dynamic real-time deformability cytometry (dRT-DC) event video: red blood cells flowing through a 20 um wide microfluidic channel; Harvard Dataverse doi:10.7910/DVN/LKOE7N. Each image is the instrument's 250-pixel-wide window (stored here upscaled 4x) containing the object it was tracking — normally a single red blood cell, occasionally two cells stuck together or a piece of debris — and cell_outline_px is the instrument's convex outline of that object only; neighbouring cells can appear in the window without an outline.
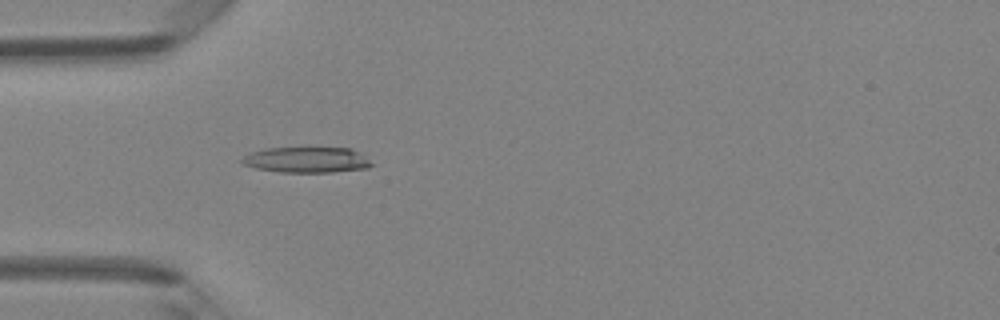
{"species": "Egyptian fruit bat (a non-hibernating species)", "species_latin": "Rousettus aegyptiacus", "temperature_condition": "room temperature", "stored_images_in_passage": 4, "camera_frame_rate_fps": 3000, "um_per_image_px": 0.085, "animal": {"sex": "female"}, "frame": {"image": 1, "passage_image": 4, "time_ms": 1.0, "image_size_px": [1000, 320], "cell_outline_px": [[376, 164], [368, 168], [332, 172], [280, 172], [256, 168], [244, 164], [240, 160], [248, 152], [264, 148], [352, 148]], "centroid_in_image_um": [26.08, 13.58], "position_along_channel_um": 58.9, "area_um2": 19.48}}